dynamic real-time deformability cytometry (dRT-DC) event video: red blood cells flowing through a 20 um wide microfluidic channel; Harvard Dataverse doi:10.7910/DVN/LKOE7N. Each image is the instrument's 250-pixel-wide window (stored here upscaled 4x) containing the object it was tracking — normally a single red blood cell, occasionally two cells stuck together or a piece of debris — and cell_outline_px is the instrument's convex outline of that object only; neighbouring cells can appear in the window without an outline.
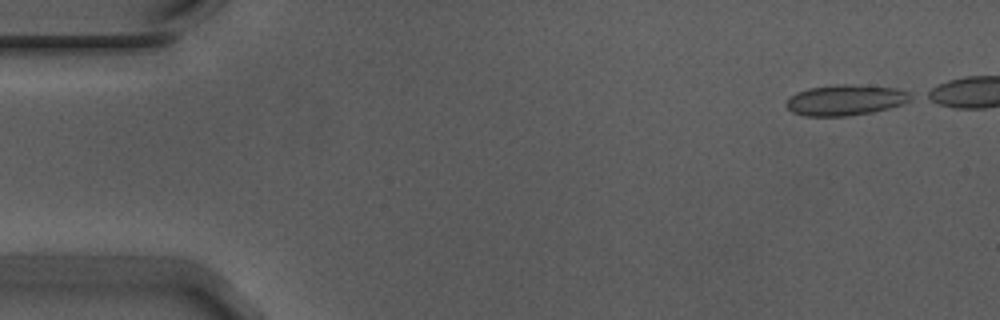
{"species": "Egyptian fruit bat (a non-hibernating species)", "species_latin": "Rousettus aegyptiacus", "temperature_condition": "warm", "stored_images_in_passage": 10, "camera_frame_rate_fps": 3000, "um_per_image_px": 0.085, "animal": {"sex": "male"}, "frame": {"image": 1, "passage_image": 1, "time_ms": 0.0, "image_size_px": [1000, 320], "cell_outline_px": [[916, 96], [900, 104], [888, 108], [872, 112], [848, 116], [804, 116], [792, 112], [784, 104], [788, 96], [796, 92], [808, 88], [844, 84], [896, 88], [912, 92]], "centroid_in_image_um": [71.84, 8.51], "position_along_channel_um": 13.2, "area_um2": 22.31}}